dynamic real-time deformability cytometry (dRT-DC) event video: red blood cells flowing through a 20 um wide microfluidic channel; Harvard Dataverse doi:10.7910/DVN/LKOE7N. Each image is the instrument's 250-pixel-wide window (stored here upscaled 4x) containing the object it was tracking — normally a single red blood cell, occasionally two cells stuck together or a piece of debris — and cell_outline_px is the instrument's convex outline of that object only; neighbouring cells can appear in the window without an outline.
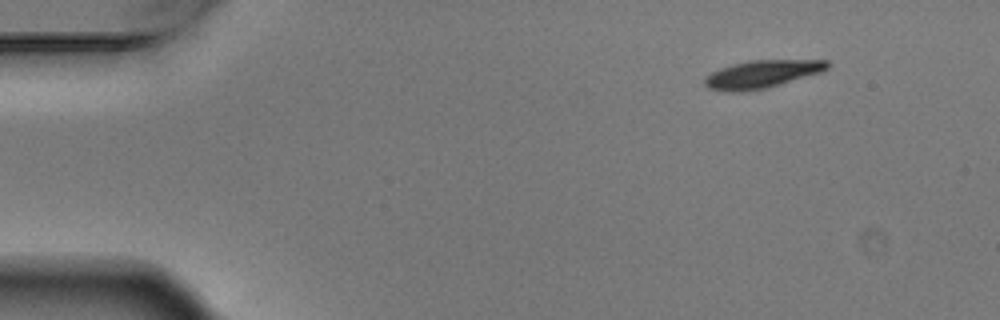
{"species": "Egyptian fruit bat (a non-hibernating species)", "species_latin": "Rousettus aegyptiacus", "temperature_condition": "warm", "stored_images_in_passage": 5, "segment_of_instrument_passage": [2, 2], "camera_frame_rate_fps": 3000, "um_per_image_px": 0.085, "animal": {"sex": "male"}, "frame": {"image": 1, "passage_image": 5, "time_ms": 1.333, "image_size_px": [1000, 320], "cell_outline_px": [[828, 68], [820, 72], [764, 88], [744, 92], [732, 92], [708, 88], [704, 84], [704, 76], [720, 68], [752, 60], [828, 60]], "centroid_in_image_um": [64.71, 6.3], "position_along_channel_um": 20.3, "area_um2": 19.42}}